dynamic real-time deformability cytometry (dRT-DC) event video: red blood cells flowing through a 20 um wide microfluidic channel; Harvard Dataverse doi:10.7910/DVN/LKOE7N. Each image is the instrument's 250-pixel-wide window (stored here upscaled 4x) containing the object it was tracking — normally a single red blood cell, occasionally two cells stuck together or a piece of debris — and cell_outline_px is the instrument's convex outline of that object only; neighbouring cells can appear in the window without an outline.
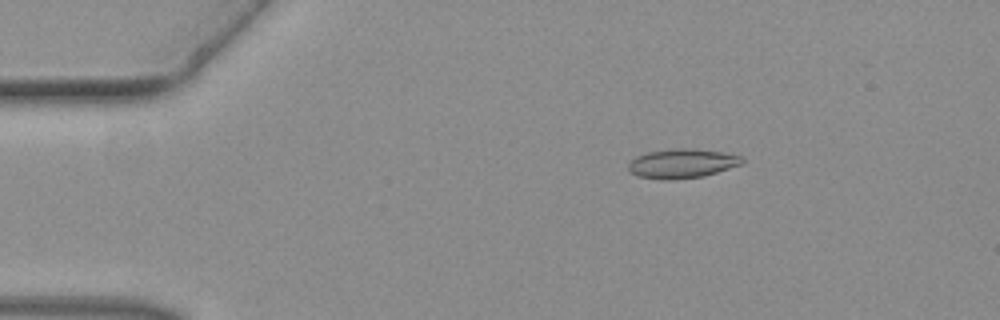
{"species": "common noctule bat (a hibernating species)", "species_latin": "Nyctalus noctula", "temperature_condition": "warm", "stored_images_in_passage": 28, "camera_frame_rate_fps": 3000, "um_per_image_px": 0.085, "animal": {"sex": "female", "body_mass_g": 19.3, "forearm_length_mm": 54.1}, "frame": {"image": 1, "passage_image": 9, "time_ms": 2.667, "image_size_px": [1000, 320], "cell_outline_px": [[744, 160], [740, 164], [704, 176], [672, 180], [660, 180], [640, 176], [632, 172], [628, 168], [628, 164], [636, 156], [648, 152], [676, 148], [692, 148], [724, 152], [740, 156]], "centroid_in_image_um": [57.96, 13.89], "position_along_channel_um": 27.0, "area_um2": 19.25}}
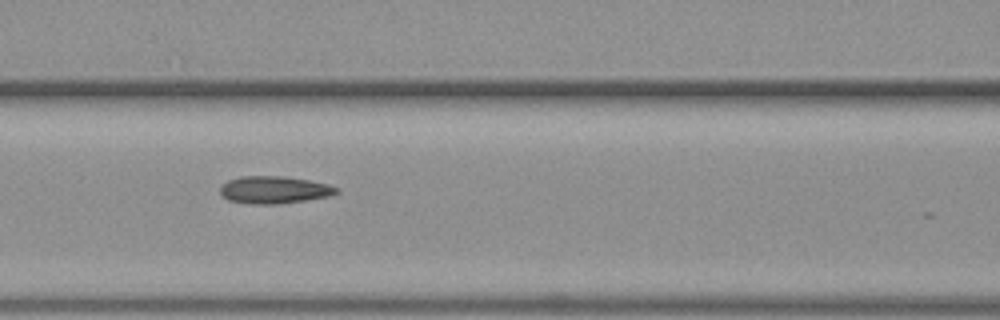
{"frame": {"image": 2, "passage_image": 22, "time_ms": 7.0, "image_size_px": [1000, 320], "cell_outline_px": [[340, 188], [336, 192], [328, 196], [304, 200], [276, 204], [252, 204], [228, 200], [220, 192], [220, 188], [228, 180], [240, 176], [284, 176], [308, 180], [328, 184]], "centroid_in_image_um": [23.29, 16.13], "position_along_channel_um": 143.3, "area_um2": 18.32}}
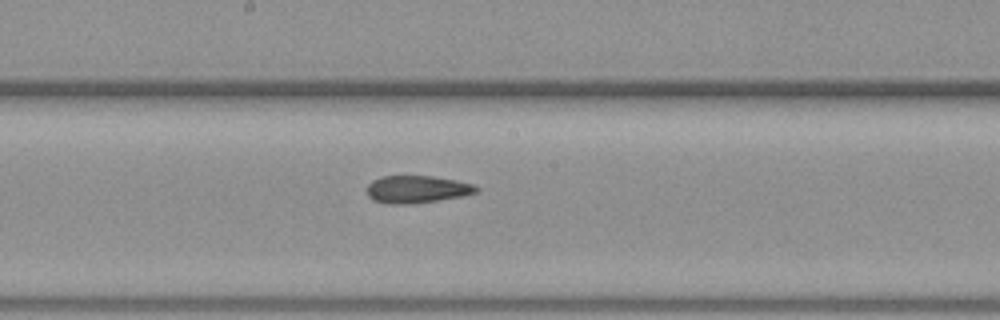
{"frame": {"image": 3, "passage_image": 27, "time_ms": 8.667, "image_size_px": [1000, 320], "cell_outline_px": [[480, 188], [476, 192], [460, 196], [436, 200], [404, 204], [388, 204], [372, 200], [368, 196], [368, 184], [372, 180], [380, 176], [432, 176], [456, 180], [472, 184]], "centroid_in_image_um": [35.39, 16.08], "position_along_channel_um": 212.8, "area_um2": 17.28}}